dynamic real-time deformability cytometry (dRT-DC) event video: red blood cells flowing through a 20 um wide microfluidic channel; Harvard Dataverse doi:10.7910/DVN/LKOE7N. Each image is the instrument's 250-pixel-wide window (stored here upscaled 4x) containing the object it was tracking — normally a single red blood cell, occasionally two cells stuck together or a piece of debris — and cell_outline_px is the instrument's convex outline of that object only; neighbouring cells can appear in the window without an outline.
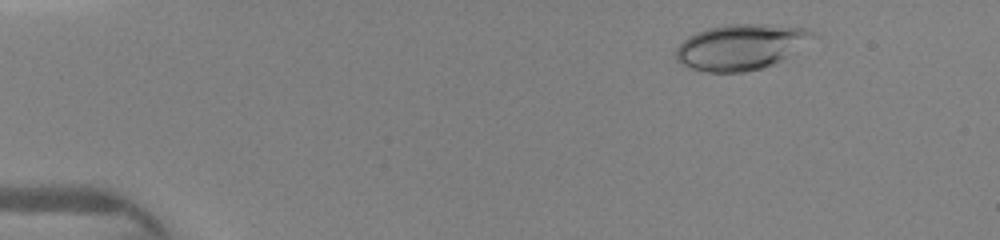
{"species": "human", "species_latin": "Homo sapiens", "temperature_condition": "warm", "stored_images_in_passage": 21, "camera_frame_rate_fps": 3000, "um_per_image_px": 0.085, "donor": {"sex": "female"}, "frame": {"image": 1, "passage_image": 4, "time_ms": 1.333, "image_size_px": [1000, 240], "cell_outline_px": [[812, 36], [780, 60], [764, 68], [744, 72], [708, 72], [688, 68], [680, 64], [676, 60], [676, 48], [688, 36], [696, 32], [708, 28], [728, 24], [764, 24], [808, 28], [812, 32]], "centroid_in_image_um": [62.85, 3.99], "position_along_channel_um": 22.2, "area_um2": 35.72}}
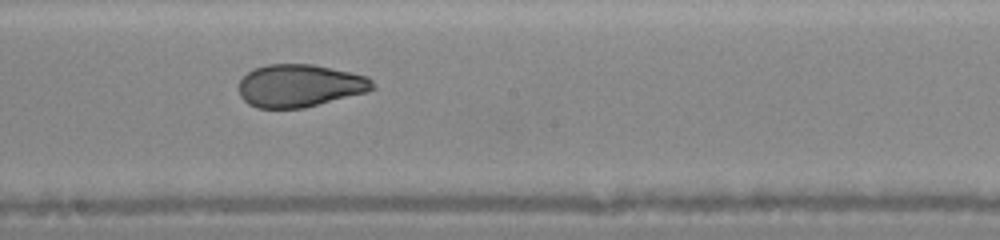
{"frame": {"image": 2, "passage_image": 18, "time_ms": 8.0, "image_size_px": [1000, 240], "cell_outline_px": [[376, 88], [368, 92], [304, 108], [256, 108], [248, 104], [240, 96], [240, 80], [252, 68], [268, 64], [312, 64], [368, 76], [372, 80]], "centroid_in_image_um": [25.49, 7.28], "position_along_channel_um": 222.7, "area_um2": 33.41}}
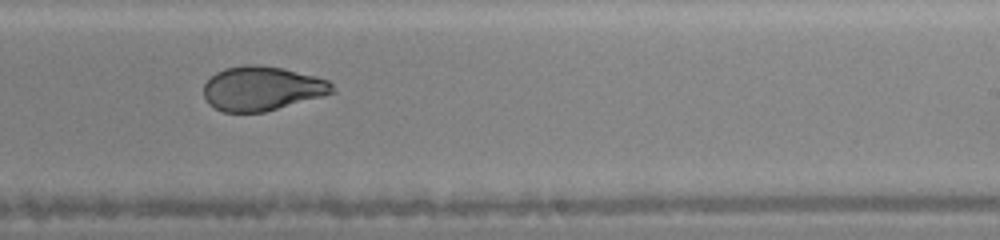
{"frame": {"image": 3, "passage_image": 21, "time_ms": 9.0, "image_size_px": [1000, 240], "cell_outline_px": [[336, 92], [324, 96], [264, 112], [224, 112], [208, 104], [204, 96], [204, 84], [216, 72], [224, 68], [244, 64], [260, 64], [284, 68], [316, 76], [328, 80], [332, 84]], "centroid_in_image_um": [22.28, 7.51], "position_along_channel_um": 266.7, "area_um2": 33.47}}